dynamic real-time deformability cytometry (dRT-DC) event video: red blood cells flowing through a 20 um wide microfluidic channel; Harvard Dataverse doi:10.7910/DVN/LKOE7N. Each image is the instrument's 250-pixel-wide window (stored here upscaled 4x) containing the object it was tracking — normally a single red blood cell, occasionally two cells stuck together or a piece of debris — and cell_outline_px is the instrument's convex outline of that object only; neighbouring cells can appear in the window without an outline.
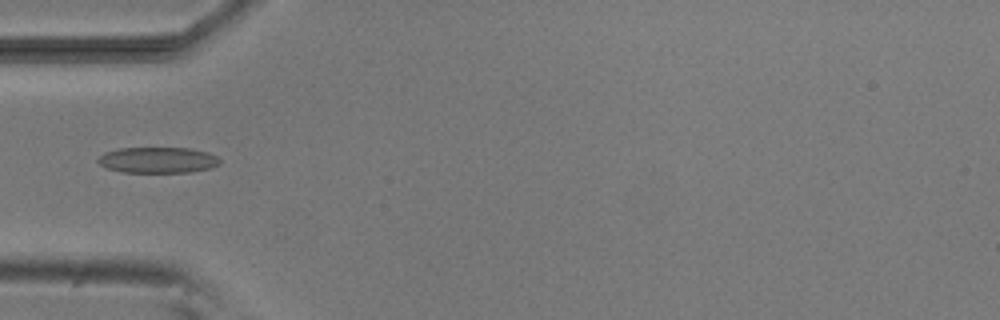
{"species": "common noctule bat (a hibernating species)", "species_latin": "Nyctalus noctula", "temperature_condition": "room temperature", "stored_images_in_passage": 2, "camera_frame_rate_fps": 3000, "um_per_image_px": 0.085, "animal": {"sex": "male", "body_mass_g": 20.5, "forearm_length_mm": 52.5}, "frame": {"image": 1, "passage_image": 2, "time_ms": 1.0, "image_size_px": [1000, 320], "cell_outline_px": [[220, 164], [212, 168], [192, 172], [120, 172], [108, 168], [100, 164], [96, 160], [104, 152], [116, 148], [188, 148], [208, 152], [216, 156], [220, 160]], "centroid_in_image_um": [13.42, 13.6], "position_along_channel_um": 71.6, "area_um2": 18.5}}